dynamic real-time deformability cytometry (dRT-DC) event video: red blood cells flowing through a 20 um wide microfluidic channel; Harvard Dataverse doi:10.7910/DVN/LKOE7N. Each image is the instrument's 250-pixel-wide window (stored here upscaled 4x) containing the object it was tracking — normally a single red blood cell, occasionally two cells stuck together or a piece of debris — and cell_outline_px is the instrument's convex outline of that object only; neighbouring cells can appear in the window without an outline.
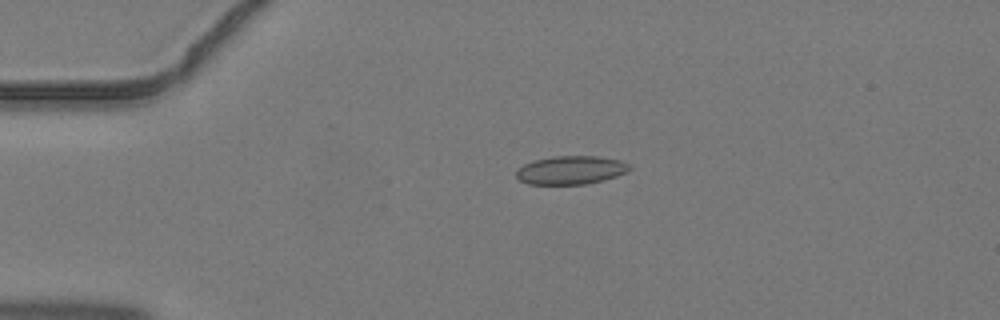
{"species": "common noctule bat (a hibernating species)", "species_latin": "Nyctalus noctula", "temperature_condition": "warm", "stored_images_in_passage": 5, "camera_frame_rate_fps": 3000, "um_per_image_px": 0.085, "animal": {"sex": "male", "body_mass_g": 19.2, "forearm_length_mm": 51.8}, "frame": {"image": 1, "passage_image": 3, "time_ms": 0.667, "image_size_px": [1000, 320], "cell_outline_px": [[632, 168], [628, 172], [604, 180], [588, 184], [528, 184], [520, 180], [516, 176], [516, 168], [532, 160], [552, 156], [600, 156], [620, 160], [628, 164]], "centroid_in_image_um": [48.52, 14.45], "position_along_channel_um": 36.5, "area_um2": 19.02}}
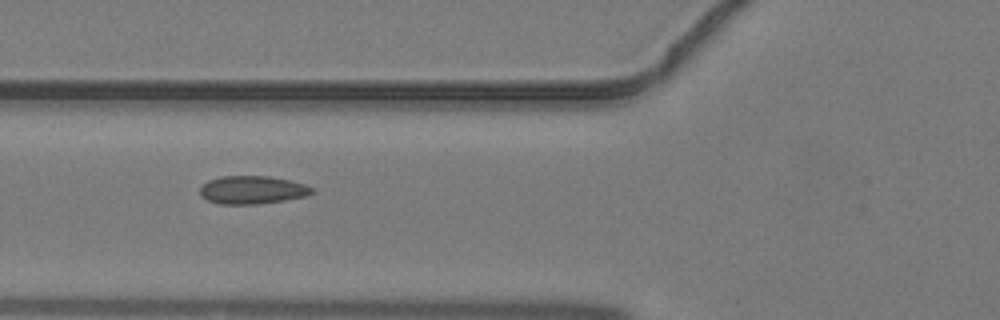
{"frame": {"image": 2, "passage_image": 5, "time_ms": 1.333, "image_size_px": [1000, 320], "cell_outline_px": [[316, 192], [308, 196], [260, 204], [220, 204], [208, 200], [200, 196], [200, 188], [208, 180], [220, 176], [268, 176], [288, 180], [304, 184], [312, 188]], "centroid_in_image_um": [21.45, 16.15], "position_along_channel_um": 104.4, "area_um2": 18.38}}